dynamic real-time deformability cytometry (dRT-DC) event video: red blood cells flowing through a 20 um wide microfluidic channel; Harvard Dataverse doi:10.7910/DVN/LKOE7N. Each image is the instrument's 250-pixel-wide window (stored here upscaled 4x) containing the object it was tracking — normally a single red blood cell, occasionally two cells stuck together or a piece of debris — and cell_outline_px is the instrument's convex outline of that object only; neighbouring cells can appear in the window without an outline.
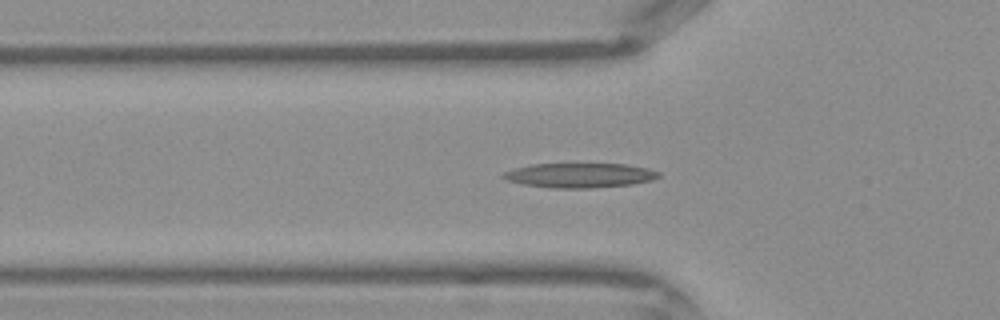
{"species": "Egyptian fruit bat (a non-hibernating species)", "species_latin": "Rousettus aegyptiacus", "temperature_condition": "warm", "stored_images_in_passage": 39, "camera_frame_rate_fps": 3000, "um_per_image_px": 0.085, "frame": {"image": 1, "passage_image": 10, "time_ms": 3.0, "image_size_px": [1000, 320], "cell_outline_px": [[660, 176], [652, 180], [632, 184], [588, 188], [548, 188], [524, 184], [508, 180], [500, 176], [504, 172], [516, 168], [532, 164], [628, 164], [648, 168], [660, 172]], "centroid_in_image_um": [49.3, 14.9], "position_along_channel_um": 76.5, "area_um2": 22.2}}
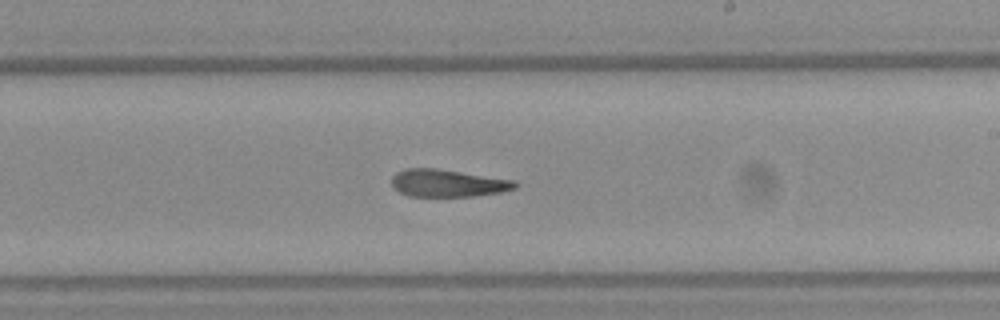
{"frame": {"image": 2, "passage_image": 21, "time_ms": 6.667, "image_size_px": [1000, 320], "cell_outline_px": [[520, 184], [516, 188], [500, 192], [472, 196], [408, 196], [400, 192], [392, 184], [392, 176], [396, 172], [404, 168], [436, 168], [516, 180]], "centroid_in_image_um": [38.08, 15.55], "position_along_channel_um": 250.9, "area_um2": 19.77}}
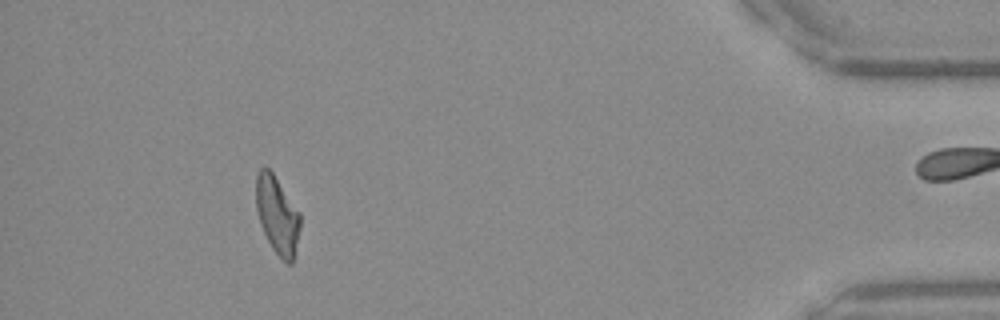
{"frame": {"image": 3, "passage_image": 35, "time_ms": 11.333, "image_size_px": [1000, 320], "cell_outline_px": [[300, 228], [292, 264], [288, 264], [272, 248], [260, 224], [256, 208], [256, 176], [260, 168], [264, 164], [272, 172], [300, 212]], "centroid_in_image_um": [23.56, 18.25], "position_along_channel_um": 411.6, "area_um2": 19.83}}